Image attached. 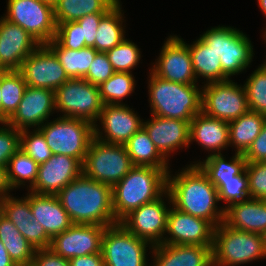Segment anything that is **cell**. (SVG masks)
<instances>
[{
    "label": "cell",
    "instance_id": "obj_1",
    "mask_svg": "<svg viewBox=\"0 0 266 266\" xmlns=\"http://www.w3.org/2000/svg\"><path fill=\"white\" fill-rule=\"evenodd\" d=\"M167 173L164 195L177 210L209 221L215 228L224 221L218 190L198 165L191 163L171 176Z\"/></svg>",
    "mask_w": 266,
    "mask_h": 266
},
{
    "label": "cell",
    "instance_id": "obj_2",
    "mask_svg": "<svg viewBox=\"0 0 266 266\" xmlns=\"http://www.w3.org/2000/svg\"><path fill=\"white\" fill-rule=\"evenodd\" d=\"M73 224L111 226L118 223L113 211L112 186L83 173L56 194Z\"/></svg>",
    "mask_w": 266,
    "mask_h": 266
},
{
    "label": "cell",
    "instance_id": "obj_3",
    "mask_svg": "<svg viewBox=\"0 0 266 266\" xmlns=\"http://www.w3.org/2000/svg\"><path fill=\"white\" fill-rule=\"evenodd\" d=\"M169 170L134 166L112 187L115 220L120 222L131 211L164 194Z\"/></svg>",
    "mask_w": 266,
    "mask_h": 266
},
{
    "label": "cell",
    "instance_id": "obj_4",
    "mask_svg": "<svg viewBox=\"0 0 266 266\" xmlns=\"http://www.w3.org/2000/svg\"><path fill=\"white\" fill-rule=\"evenodd\" d=\"M148 93L151 115L190 122L201 113L202 88L164 80L149 72Z\"/></svg>",
    "mask_w": 266,
    "mask_h": 266
},
{
    "label": "cell",
    "instance_id": "obj_5",
    "mask_svg": "<svg viewBox=\"0 0 266 266\" xmlns=\"http://www.w3.org/2000/svg\"><path fill=\"white\" fill-rule=\"evenodd\" d=\"M266 258L264 236L233 229L224 222L214 230L212 266H238Z\"/></svg>",
    "mask_w": 266,
    "mask_h": 266
},
{
    "label": "cell",
    "instance_id": "obj_6",
    "mask_svg": "<svg viewBox=\"0 0 266 266\" xmlns=\"http://www.w3.org/2000/svg\"><path fill=\"white\" fill-rule=\"evenodd\" d=\"M200 38L220 57L222 81L243 72L253 61L251 41L234 27L219 25L207 30Z\"/></svg>",
    "mask_w": 266,
    "mask_h": 266
},
{
    "label": "cell",
    "instance_id": "obj_7",
    "mask_svg": "<svg viewBox=\"0 0 266 266\" xmlns=\"http://www.w3.org/2000/svg\"><path fill=\"white\" fill-rule=\"evenodd\" d=\"M94 125L79 118L58 117L45 122L38 130L43 134L53 155L60 154L78 159L82 164L91 140Z\"/></svg>",
    "mask_w": 266,
    "mask_h": 266
},
{
    "label": "cell",
    "instance_id": "obj_8",
    "mask_svg": "<svg viewBox=\"0 0 266 266\" xmlns=\"http://www.w3.org/2000/svg\"><path fill=\"white\" fill-rule=\"evenodd\" d=\"M133 167L124 145L106 143L93 137L83 162V174L113 187Z\"/></svg>",
    "mask_w": 266,
    "mask_h": 266
},
{
    "label": "cell",
    "instance_id": "obj_9",
    "mask_svg": "<svg viewBox=\"0 0 266 266\" xmlns=\"http://www.w3.org/2000/svg\"><path fill=\"white\" fill-rule=\"evenodd\" d=\"M103 106L98 86L84 78H70L55 91V109L62 117L84 119L94 125Z\"/></svg>",
    "mask_w": 266,
    "mask_h": 266
},
{
    "label": "cell",
    "instance_id": "obj_10",
    "mask_svg": "<svg viewBox=\"0 0 266 266\" xmlns=\"http://www.w3.org/2000/svg\"><path fill=\"white\" fill-rule=\"evenodd\" d=\"M3 17L22 27L41 45L55 38L57 24L51 4L40 0H8Z\"/></svg>",
    "mask_w": 266,
    "mask_h": 266
},
{
    "label": "cell",
    "instance_id": "obj_11",
    "mask_svg": "<svg viewBox=\"0 0 266 266\" xmlns=\"http://www.w3.org/2000/svg\"><path fill=\"white\" fill-rule=\"evenodd\" d=\"M147 247L153 248L149 242L133 235L120 222L107 226L101 246L104 265L148 266Z\"/></svg>",
    "mask_w": 266,
    "mask_h": 266
},
{
    "label": "cell",
    "instance_id": "obj_12",
    "mask_svg": "<svg viewBox=\"0 0 266 266\" xmlns=\"http://www.w3.org/2000/svg\"><path fill=\"white\" fill-rule=\"evenodd\" d=\"M241 86L231 79L204 84L201 112L226 122L239 118L249 110L246 89Z\"/></svg>",
    "mask_w": 266,
    "mask_h": 266
},
{
    "label": "cell",
    "instance_id": "obj_13",
    "mask_svg": "<svg viewBox=\"0 0 266 266\" xmlns=\"http://www.w3.org/2000/svg\"><path fill=\"white\" fill-rule=\"evenodd\" d=\"M166 40L150 71L167 81L197 84L187 43L178 35H170Z\"/></svg>",
    "mask_w": 266,
    "mask_h": 266
},
{
    "label": "cell",
    "instance_id": "obj_14",
    "mask_svg": "<svg viewBox=\"0 0 266 266\" xmlns=\"http://www.w3.org/2000/svg\"><path fill=\"white\" fill-rule=\"evenodd\" d=\"M27 86L56 91L70 78L55 53L40 45L23 61L19 70Z\"/></svg>",
    "mask_w": 266,
    "mask_h": 266
},
{
    "label": "cell",
    "instance_id": "obj_15",
    "mask_svg": "<svg viewBox=\"0 0 266 266\" xmlns=\"http://www.w3.org/2000/svg\"><path fill=\"white\" fill-rule=\"evenodd\" d=\"M126 105L104 104L97 119L101 127L94 124L95 138L110 144L124 145L142 127L143 119Z\"/></svg>",
    "mask_w": 266,
    "mask_h": 266
},
{
    "label": "cell",
    "instance_id": "obj_16",
    "mask_svg": "<svg viewBox=\"0 0 266 266\" xmlns=\"http://www.w3.org/2000/svg\"><path fill=\"white\" fill-rule=\"evenodd\" d=\"M164 200L162 194L156 200L131 211L120 223L133 235L146 240L152 246L162 244L170 209Z\"/></svg>",
    "mask_w": 266,
    "mask_h": 266
},
{
    "label": "cell",
    "instance_id": "obj_17",
    "mask_svg": "<svg viewBox=\"0 0 266 266\" xmlns=\"http://www.w3.org/2000/svg\"><path fill=\"white\" fill-rule=\"evenodd\" d=\"M215 227L205 219L181 212L173 206L167 214L166 237L162 244L213 246Z\"/></svg>",
    "mask_w": 266,
    "mask_h": 266
},
{
    "label": "cell",
    "instance_id": "obj_18",
    "mask_svg": "<svg viewBox=\"0 0 266 266\" xmlns=\"http://www.w3.org/2000/svg\"><path fill=\"white\" fill-rule=\"evenodd\" d=\"M105 229L106 227L102 225L73 224L66 231L52 238L50 249L68 260L73 257L101 253Z\"/></svg>",
    "mask_w": 266,
    "mask_h": 266
},
{
    "label": "cell",
    "instance_id": "obj_19",
    "mask_svg": "<svg viewBox=\"0 0 266 266\" xmlns=\"http://www.w3.org/2000/svg\"><path fill=\"white\" fill-rule=\"evenodd\" d=\"M55 91L27 86L14 114L6 121L17 130L40 128L55 111Z\"/></svg>",
    "mask_w": 266,
    "mask_h": 266
},
{
    "label": "cell",
    "instance_id": "obj_20",
    "mask_svg": "<svg viewBox=\"0 0 266 266\" xmlns=\"http://www.w3.org/2000/svg\"><path fill=\"white\" fill-rule=\"evenodd\" d=\"M83 173V164L76 158L55 154L39 164L34 186L29 190L40 195H56Z\"/></svg>",
    "mask_w": 266,
    "mask_h": 266
},
{
    "label": "cell",
    "instance_id": "obj_21",
    "mask_svg": "<svg viewBox=\"0 0 266 266\" xmlns=\"http://www.w3.org/2000/svg\"><path fill=\"white\" fill-rule=\"evenodd\" d=\"M41 44L19 25L0 18V71L20 70Z\"/></svg>",
    "mask_w": 266,
    "mask_h": 266
},
{
    "label": "cell",
    "instance_id": "obj_22",
    "mask_svg": "<svg viewBox=\"0 0 266 266\" xmlns=\"http://www.w3.org/2000/svg\"><path fill=\"white\" fill-rule=\"evenodd\" d=\"M148 121L143 122L142 127L146 130L151 141L160 154L168 158L173 151L179 148H189L190 122L178 119L163 118L155 115Z\"/></svg>",
    "mask_w": 266,
    "mask_h": 266
},
{
    "label": "cell",
    "instance_id": "obj_23",
    "mask_svg": "<svg viewBox=\"0 0 266 266\" xmlns=\"http://www.w3.org/2000/svg\"><path fill=\"white\" fill-rule=\"evenodd\" d=\"M151 250L152 266H212V247L158 244Z\"/></svg>",
    "mask_w": 266,
    "mask_h": 266
},
{
    "label": "cell",
    "instance_id": "obj_24",
    "mask_svg": "<svg viewBox=\"0 0 266 266\" xmlns=\"http://www.w3.org/2000/svg\"><path fill=\"white\" fill-rule=\"evenodd\" d=\"M227 226L251 233L266 234V200L248 198L224 209Z\"/></svg>",
    "mask_w": 266,
    "mask_h": 266
},
{
    "label": "cell",
    "instance_id": "obj_25",
    "mask_svg": "<svg viewBox=\"0 0 266 266\" xmlns=\"http://www.w3.org/2000/svg\"><path fill=\"white\" fill-rule=\"evenodd\" d=\"M26 197L33 216L51 238L73 225L56 195H40L28 191Z\"/></svg>",
    "mask_w": 266,
    "mask_h": 266
},
{
    "label": "cell",
    "instance_id": "obj_26",
    "mask_svg": "<svg viewBox=\"0 0 266 266\" xmlns=\"http://www.w3.org/2000/svg\"><path fill=\"white\" fill-rule=\"evenodd\" d=\"M189 141L197 142L209 155L221 154L223 149L229 147L228 122L210 117L204 113L195 115L190 121Z\"/></svg>",
    "mask_w": 266,
    "mask_h": 266
},
{
    "label": "cell",
    "instance_id": "obj_27",
    "mask_svg": "<svg viewBox=\"0 0 266 266\" xmlns=\"http://www.w3.org/2000/svg\"><path fill=\"white\" fill-rule=\"evenodd\" d=\"M265 122V115L251 110L228 122L229 146L236 148L235 153L244 155L260 134Z\"/></svg>",
    "mask_w": 266,
    "mask_h": 266
},
{
    "label": "cell",
    "instance_id": "obj_28",
    "mask_svg": "<svg viewBox=\"0 0 266 266\" xmlns=\"http://www.w3.org/2000/svg\"><path fill=\"white\" fill-rule=\"evenodd\" d=\"M133 166L169 169L168 162L141 127L125 144Z\"/></svg>",
    "mask_w": 266,
    "mask_h": 266
},
{
    "label": "cell",
    "instance_id": "obj_29",
    "mask_svg": "<svg viewBox=\"0 0 266 266\" xmlns=\"http://www.w3.org/2000/svg\"><path fill=\"white\" fill-rule=\"evenodd\" d=\"M189 52L193 64V70L198 78L203 77L206 83L222 81V65L220 57L200 37L189 45Z\"/></svg>",
    "mask_w": 266,
    "mask_h": 266
},
{
    "label": "cell",
    "instance_id": "obj_30",
    "mask_svg": "<svg viewBox=\"0 0 266 266\" xmlns=\"http://www.w3.org/2000/svg\"><path fill=\"white\" fill-rule=\"evenodd\" d=\"M120 0H57L54 5L56 23L77 21L92 13H108Z\"/></svg>",
    "mask_w": 266,
    "mask_h": 266
},
{
    "label": "cell",
    "instance_id": "obj_31",
    "mask_svg": "<svg viewBox=\"0 0 266 266\" xmlns=\"http://www.w3.org/2000/svg\"><path fill=\"white\" fill-rule=\"evenodd\" d=\"M222 155V153L208 155L203 161L193 162L202 169L215 186L232 180L245 169L247 164L243 154L235 153L228 161Z\"/></svg>",
    "mask_w": 266,
    "mask_h": 266
},
{
    "label": "cell",
    "instance_id": "obj_32",
    "mask_svg": "<svg viewBox=\"0 0 266 266\" xmlns=\"http://www.w3.org/2000/svg\"><path fill=\"white\" fill-rule=\"evenodd\" d=\"M46 45L55 53L69 78H84L98 52L93 47L80 50L64 48L55 39Z\"/></svg>",
    "mask_w": 266,
    "mask_h": 266
},
{
    "label": "cell",
    "instance_id": "obj_33",
    "mask_svg": "<svg viewBox=\"0 0 266 266\" xmlns=\"http://www.w3.org/2000/svg\"><path fill=\"white\" fill-rule=\"evenodd\" d=\"M119 1L100 21L97 29L94 49L107 52L118 45L126 37L123 26V10Z\"/></svg>",
    "mask_w": 266,
    "mask_h": 266
},
{
    "label": "cell",
    "instance_id": "obj_34",
    "mask_svg": "<svg viewBox=\"0 0 266 266\" xmlns=\"http://www.w3.org/2000/svg\"><path fill=\"white\" fill-rule=\"evenodd\" d=\"M27 85L19 70L1 71L2 122L16 111Z\"/></svg>",
    "mask_w": 266,
    "mask_h": 266
},
{
    "label": "cell",
    "instance_id": "obj_35",
    "mask_svg": "<svg viewBox=\"0 0 266 266\" xmlns=\"http://www.w3.org/2000/svg\"><path fill=\"white\" fill-rule=\"evenodd\" d=\"M38 163L19 149L7 164V176L11 188L14 190L25 186L28 182L30 190L36 181L38 173ZM26 181V182H25ZM18 187V188H17Z\"/></svg>",
    "mask_w": 266,
    "mask_h": 266
},
{
    "label": "cell",
    "instance_id": "obj_36",
    "mask_svg": "<svg viewBox=\"0 0 266 266\" xmlns=\"http://www.w3.org/2000/svg\"><path fill=\"white\" fill-rule=\"evenodd\" d=\"M135 83L132 72H115L107 81L98 86L102 102L122 105V100L134 92Z\"/></svg>",
    "mask_w": 266,
    "mask_h": 266
},
{
    "label": "cell",
    "instance_id": "obj_37",
    "mask_svg": "<svg viewBox=\"0 0 266 266\" xmlns=\"http://www.w3.org/2000/svg\"><path fill=\"white\" fill-rule=\"evenodd\" d=\"M1 213L8 218L27 240V227L35 219L30 208L29 199L8 195L0 200Z\"/></svg>",
    "mask_w": 266,
    "mask_h": 266
},
{
    "label": "cell",
    "instance_id": "obj_38",
    "mask_svg": "<svg viewBox=\"0 0 266 266\" xmlns=\"http://www.w3.org/2000/svg\"><path fill=\"white\" fill-rule=\"evenodd\" d=\"M246 80L249 110L266 116V67L262 64Z\"/></svg>",
    "mask_w": 266,
    "mask_h": 266
},
{
    "label": "cell",
    "instance_id": "obj_39",
    "mask_svg": "<svg viewBox=\"0 0 266 266\" xmlns=\"http://www.w3.org/2000/svg\"><path fill=\"white\" fill-rule=\"evenodd\" d=\"M105 53L115 72L131 73V70L138 65L141 58L138 45L127 38Z\"/></svg>",
    "mask_w": 266,
    "mask_h": 266
},
{
    "label": "cell",
    "instance_id": "obj_40",
    "mask_svg": "<svg viewBox=\"0 0 266 266\" xmlns=\"http://www.w3.org/2000/svg\"><path fill=\"white\" fill-rule=\"evenodd\" d=\"M20 149L35 160L38 165L46 162L53 155L48 147L43 134L38 129L21 130Z\"/></svg>",
    "mask_w": 266,
    "mask_h": 266
},
{
    "label": "cell",
    "instance_id": "obj_41",
    "mask_svg": "<svg viewBox=\"0 0 266 266\" xmlns=\"http://www.w3.org/2000/svg\"><path fill=\"white\" fill-rule=\"evenodd\" d=\"M218 190L219 201H224L228 207L232 203L241 202L249 198L248 177L244 169L239 175L232 180L225 181L216 185Z\"/></svg>",
    "mask_w": 266,
    "mask_h": 266
},
{
    "label": "cell",
    "instance_id": "obj_42",
    "mask_svg": "<svg viewBox=\"0 0 266 266\" xmlns=\"http://www.w3.org/2000/svg\"><path fill=\"white\" fill-rule=\"evenodd\" d=\"M55 40L64 48L80 50L86 47L83 41L82 27L77 21L56 23Z\"/></svg>",
    "mask_w": 266,
    "mask_h": 266
},
{
    "label": "cell",
    "instance_id": "obj_43",
    "mask_svg": "<svg viewBox=\"0 0 266 266\" xmlns=\"http://www.w3.org/2000/svg\"><path fill=\"white\" fill-rule=\"evenodd\" d=\"M249 197L266 200V162H247Z\"/></svg>",
    "mask_w": 266,
    "mask_h": 266
},
{
    "label": "cell",
    "instance_id": "obj_44",
    "mask_svg": "<svg viewBox=\"0 0 266 266\" xmlns=\"http://www.w3.org/2000/svg\"><path fill=\"white\" fill-rule=\"evenodd\" d=\"M0 166L7 167L8 161L20 149L21 131L6 122H0Z\"/></svg>",
    "mask_w": 266,
    "mask_h": 266
},
{
    "label": "cell",
    "instance_id": "obj_45",
    "mask_svg": "<svg viewBox=\"0 0 266 266\" xmlns=\"http://www.w3.org/2000/svg\"><path fill=\"white\" fill-rule=\"evenodd\" d=\"M3 245L17 266H31L35 249L25 238L4 239Z\"/></svg>",
    "mask_w": 266,
    "mask_h": 266
},
{
    "label": "cell",
    "instance_id": "obj_46",
    "mask_svg": "<svg viewBox=\"0 0 266 266\" xmlns=\"http://www.w3.org/2000/svg\"><path fill=\"white\" fill-rule=\"evenodd\" d=\"M114 73L115 71L106 53L97 52L84 79L93 85L99 86L101 83L107 81Z\"/></svg>",
    "mask_w": 266,
    "mask_h": 266
},
{
    "label": "cell",
    "instance_id": "obj_47",
    "mask_svg": "<svg viewBox=\"0 0 266 266\" xmlns=\"http://www.w3.org/2000/svg\"><path fill=\"white\" fill-rule=\"evenodd\" d=\"M106 14L107 13H92L77 20L79 25L83 28V41H85L86 47L94 48L99 23Z\"/></svg>",
    "mask_w": 266,
    "mask_h": 266
},
{
    "label": "cell",
    "instance_id": "obj_48",
    "mask_svg": "<svg viewBox=\"0 0 266 266\" xmlns=\"http://www.w3.org/2000/svg\"><path fill=\"white\" fill-rule=\"evenodd\" d=\"M52 238L45 229L34 219L27 227V241L36 249L50 248Z\"/></svg>",
    "mask_w": 266,
    "mask_h": 266
},
{
    "label": "cell",
    "instance_id": "obj_49",
    "mask_svg": "<svg viewBox=\"0 0 266 266\" xmlns=\"http://www.w3.org/2000/svg\"><path fill=\"white\" fill-rule=\"evenodd\" d=\"M31 266H70L69 260L50 248L36 249Z\"/></svg>",
    "mask_w": 266,
    "mask_h": 266
},
{
    "label": "cell",
    "instance_id": "obj_50",
    "mask_svg": "<svg viewBox=\"0 0 266 266\" xmlns=\"http://www.w3.org/2000/svg\"><path fill=\"white\" fill-rule=\"evenodd\" d=\"M244 158L247 162H266V122L258 137L244 154Z\"/></svg>",
    "mask_w": 266,
    "mask_h": 266
},
{
    "label": "cell",
    "instance_id": "obj_51",
    "mask_svg": "<svg viewBox=\"0 0 266 266\" xmlns=\"http://www.w3.org/2000/svg\"><path fill=\"white\" fill-rule=\"evenodd\" d=\"M24 238L15 225L0 212V241L4 239Z\"/></svg>",
    "mask_w": 266,
    "mask_h": 266
},
{
    "label": "cell",
    "instance_id": "obj_52",
    "mask_svg": "<svg viewBox=\"0 0 266 266\" xmlns=\"http://www.w3.org/2000/svg\"><path fill=\"white\" fill-rule=\"evenodd\" d=\"M70 266H105L101 253L88 254L69 259Z\"/></svg>",
    "mask_w": 266,
    "mask_h": 266
},
{
    "label": "cell",
    "instance_id": "obj_53",
    "mask_svg": "<svg viewBox=\"0 0 266 266\" xmlns=\"http://www.w3.org/2000/svg\"><path fill=\"white\" fill-rule=\"evenodd\" d=\"M10 190L12 191L13 189L8 181L7 168L0 166V200L11 195Z\"/></svg>",
    "mask_w": 266,
    "mask_h": 266
},
{
    "label": "cell",
    "instance_id": "obj_54",
    "mask_svg": "<svg viewBox=\"0 0 266 266\" xmlns=\"http://www.w3.org/2000/svg\"><path fill=\"white\" fill-rule=\"evenodd\" d=\"M0 266H17L9 256L5 246L0 241Z\"/></svg>",
    "mask_w": 266,
    "mask_h": 266
},
{
    "label": "cell",
    "instance_id": "obj_55",
    "mask_svg": "<svg viewBox=\"0 0 266 266\" xmlns=\"http://www.w3.org/2000/svg\"><path fill=\"white\" fill-rule=\"evenodd\" d=\"M257 1L260 10L263 12L264 16H266V0H257Z\"/></svg>",
    "mask_w": 266,
    "mask_h": 266
},
{
    "label": "cell",
    "instance_id": "obj_56",
    "mask_svg": "<svg viewBox=\"0 0 266 266\" xmlns=\"http://www.w3.org/2000/svg\"><path fill=\"white\" fill-rule=\"evenodd\" d=\"M0 122H2V92H1V71H0Z\"/></svg>",
    "mask_w": 266,
    "mask_h": 266
},
{
    "label": "cell",
    "instance_id": "obj_57",
    "mask_svg": "<svg viewBox=\"0 0 266 266\" xmlns=\"http://www.w3.org/2000/svg\"><path fill=\"white\" fill-rule=\"evenodd\" d=\"M40 1H43V2H46V3H48V4H51V5H55L56 4V2H57V0H40Z\"/></svg>",
    "mask_w": 266,
    "mask_h": 266
},
{
    "label": "cell",
    "instance_id": "obj_58",
    "mask_svg": "<svg viewBox=\"0 0 266 266\" xmlns=\"http://www.w3.org/2000/svg\"><path fill=\"white\" fill-rule=\"evenodd\" d=\"M265 34H263L264 35V40L266 41V28H265V32H264ZM266 43V42H265ZM263 65L266 67V61L263 63Z\"/></svg>",
    "mask_w": 266,
    "mask_h": 266
},
{
    "label": "cell",
    "instance_id": "obj_59",
    "mask_svg": "<svg viewBox=\"0 0 266 266\" xmlns=\"http://www.w3.org/2000/svg\"><path fill=\"white\" fill-rule=\"evenodd\" d=\"M264 240H265V247H266V234L264 235Z\"/></svg>",
    "mask_w": 266,
    "mask_h": 266
}]
</instances>
